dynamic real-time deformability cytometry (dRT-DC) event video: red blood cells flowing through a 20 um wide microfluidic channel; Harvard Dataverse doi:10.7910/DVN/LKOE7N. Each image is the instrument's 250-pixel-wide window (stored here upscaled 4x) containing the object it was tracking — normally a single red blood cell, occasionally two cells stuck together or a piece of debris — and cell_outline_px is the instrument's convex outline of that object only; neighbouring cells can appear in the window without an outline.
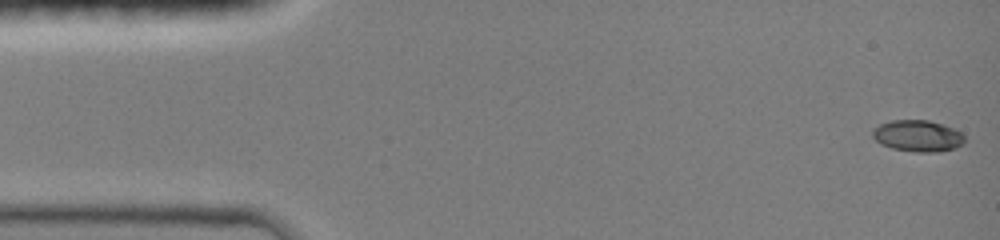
{"species": "common noctule bat (a hibernating species)", "species_latin": "Nyctalus noctula", "temperature_condition": "room temperature", "stored_images_in_passage": 20, "camera_frame_rate_fps": 3000, "um_per_image_px": 0.085, "animal": {"sex": "female", "body_mass_g": 19.0, "forearm_length_mm": 51.5}, "frame": {"image": 1, "passage_image": 1, "time_ms": 0.0, "image_size_px": [1000, 240], "cell_outline_px": [[964, 144], [952, 148], [936, 152], [920, 152], [892, 148], [876, 140], [872, 136], [872, 128], [880, 124], [892, 120], [928, 120], [944, 124], [960, 132], [964, 136]], "centroid_in_image_um": [78.0, 11.53], "position_along_channel_um": 7.0, "area_um2": 16.7}}
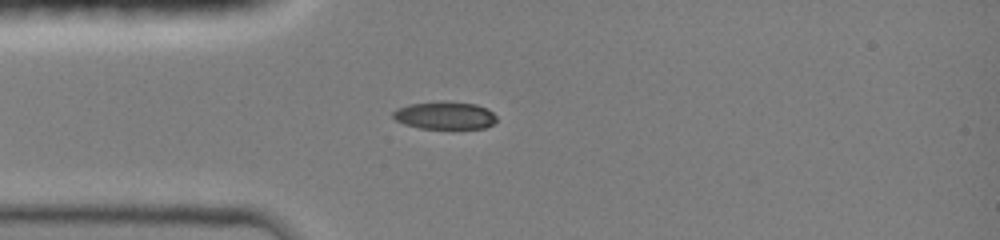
{"frame": {"image": 2, "passage_image": 12, "time_ms": 3.667, "image_size_px": [1000, 240], "cell_outline_px": [[496, 120], [492, 124], [484, 128], [420, 128], [404, 124], [396, 120], [392, 116], [392, 112], [408, 104], [440, 100], [444, 100], [476, 104], [488, 108], [496, 116]], "centroid_in_image_um": [37.81, 9.79], "position_along_channel_um": 47.2, "area_um2": 16.82}}
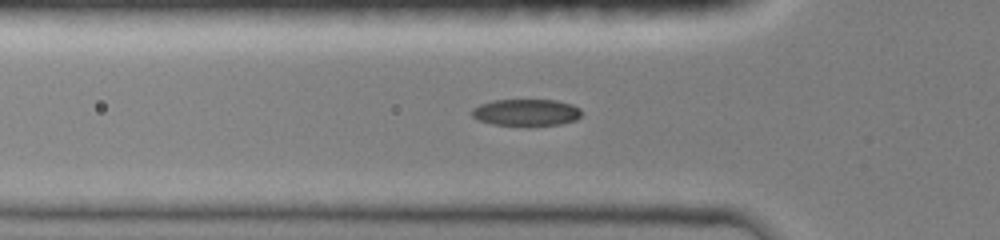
{"frame": {"image": 3, "passage_image": 15, "time_ms": 4.667, "image_size_px": [1000, 240], "cell_outline_px": [[580, 116], [576, 120], [560, 124], [528, 128], [492, 124], [480, 120], [472, 116], [472, 108], [480, 104], [492, 100], [556, 100], [572, 104], [580, 108]], "centroid_in_image_um": [44.73, 9.59], "position_along_channel_um": 81.1, "area_um2": 17.69}}